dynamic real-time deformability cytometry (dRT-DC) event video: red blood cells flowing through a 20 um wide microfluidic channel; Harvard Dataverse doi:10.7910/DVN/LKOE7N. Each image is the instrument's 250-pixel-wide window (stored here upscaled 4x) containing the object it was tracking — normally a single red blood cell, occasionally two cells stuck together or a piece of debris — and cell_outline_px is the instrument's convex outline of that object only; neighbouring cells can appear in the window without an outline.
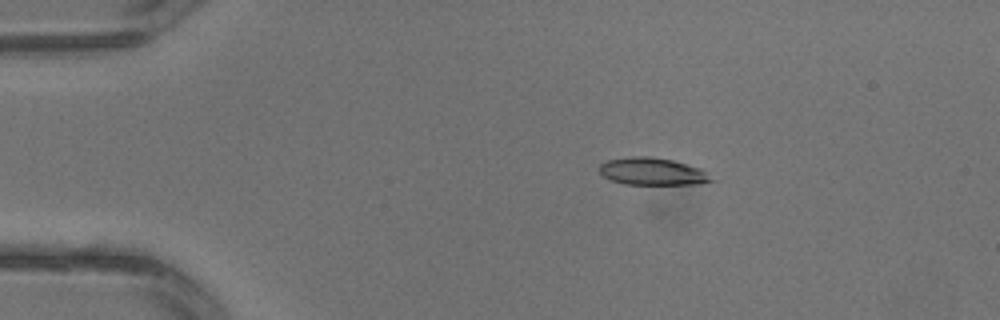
{"species": "common noctule bat (a hibernating species)", "species_latin": "Nyctalus noctula", "temperature_condition": "warm", "stored_images_in_passage": 3, "camera_frame_rate_fps": 3000, "um_per_image_px": 0.085, "animal": {"sex": "male", "body_mass_g": 13.3}, "frame": {"image": 1, "passage_image": 2, "time_ms": 0.333, "image_size_px": [1000, 320], "cell_outline_px": [[716, 180], [700, 184], [624, 184], [612, 180], [604, 176], [600, 172], [600, 164], [608, 160], [632, 156], [648, 156], [672, 160], [700, 168]], "centroid_in_image_um": [55.47, 14.58], "position_along_channel_um": 29.5, "area_um2": 17.69}}